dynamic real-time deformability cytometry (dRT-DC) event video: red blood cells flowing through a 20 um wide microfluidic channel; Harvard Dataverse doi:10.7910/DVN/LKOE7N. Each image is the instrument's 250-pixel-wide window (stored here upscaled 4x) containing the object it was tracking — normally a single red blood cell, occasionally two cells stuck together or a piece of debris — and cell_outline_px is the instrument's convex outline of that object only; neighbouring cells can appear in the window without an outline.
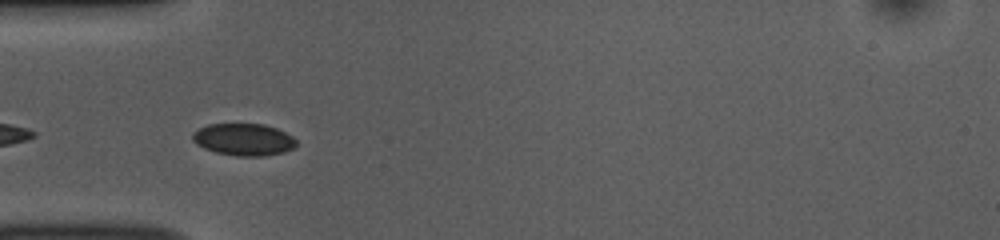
{"species": "common noctule bat (a hibernating species)", "species_latin": "Nyctalus noctula", "temperature_condition": "room temperature", "stored_images_in_passage": 16, "camera_frame_rate_fps": 3000, "um_per_image_px": 0.085, "animal": {"sex": "female", "body_mass_g": 10.0, "forearm_length_mm": 53.1}, "frame": {"image": 1, "passage_image": 3, "time_ms": 0.667, "image_size_px": [1000, 240], "cell_outline_px": [[296, 144], [292, 148], [284, 152], [264, 156], [236, 156], [216, 152], [204, 148], [196, 144], [192, 140], [192, 132], [208, 124], [264, 124], [276, 128], [292, 136], [296, 140]], "centroid_in_image_um": [20.69, 11.86], "position_along_channel_um": 64.3, "area_um2": 19.36}}